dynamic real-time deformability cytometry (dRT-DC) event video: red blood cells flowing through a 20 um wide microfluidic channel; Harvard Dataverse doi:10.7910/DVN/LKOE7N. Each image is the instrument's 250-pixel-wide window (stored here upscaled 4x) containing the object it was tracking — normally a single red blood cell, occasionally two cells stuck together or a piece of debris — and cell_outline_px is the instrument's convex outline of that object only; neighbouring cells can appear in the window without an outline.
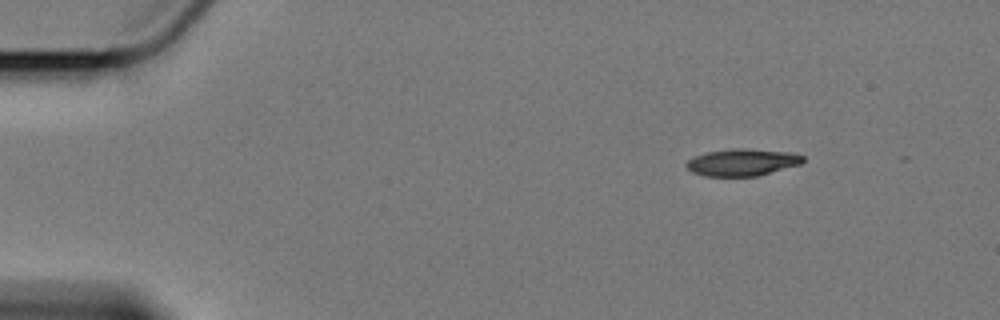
{"species": "Egyptian fruit bat (a non-hibernating species)", "species_latin": "Rousettus aegyptiacus", "temperature_condition": "cold", "stored_images_in_passage": 47, "camera_frame_rate_fps": 3000, "um_per_image_px": 0.085, "animal": {"sex": "female"}, "frame": {"image": 1, "passage_image": 1, "time_ms": 0.0, "image_size_px": [1000, 320], "cell_outline_px": [[804, 160], [800, 164], [756, 176], [704, 176], [692, 172], [684, 164], [692, 156], [708, 152], [736, 148], [744, 148], [788, 152], [804, 156]], "centroid_in_image_um": [63.04, 13.79], "position_along_channel_um": 22.0, "area_um2": 18.21}}
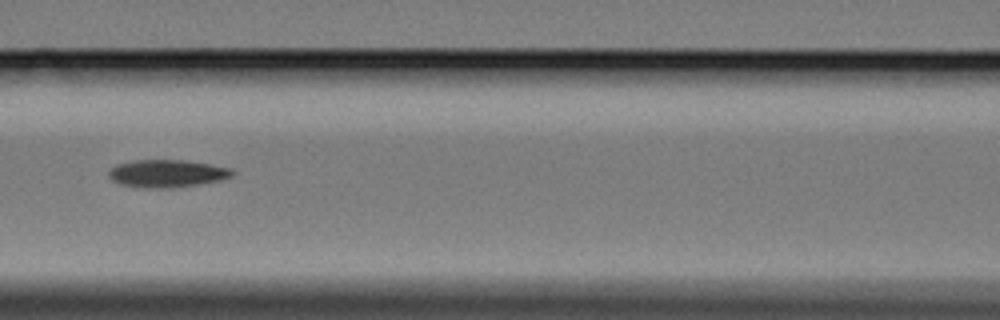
{"frame": {"image": 2, "passage_image": 20, "time_ms": 6.333, "image_size_px": [1000, 320], "cell_outline_px": [[236, 172], [232, 176], [220, 180], [200, 184], [172, 188], [144, 188], [120, 184], [112, 180], [108, 176], [108, 172], [116, 164], [136, 160], [184, 160], [232, 168]], "centroid_in_image_um": [14.2, 14.75], "position_along_channel_um": 152.4, "area_um2": 19.94}}
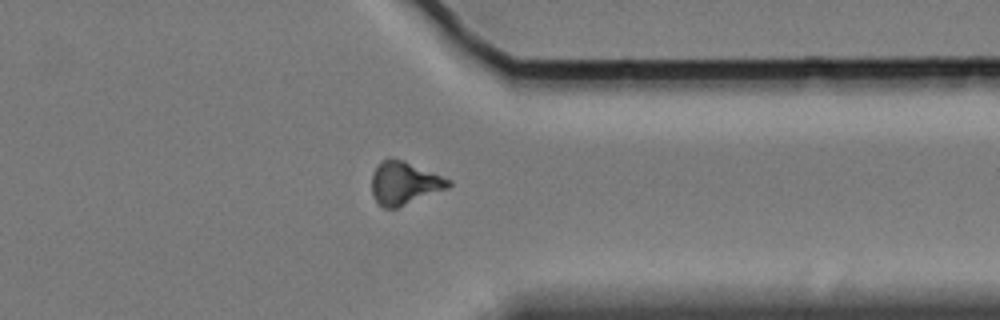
{"frame": {"image": 3, "passage_image": 40, "time_ms": 13.0, "image_size_px": [1000, 320], "cell_outline_px": [[452, 184], [448, 188], [396, 208], [384, 208], [372, 196], [372, 172], [376, 164], [380, 160], [388, 156], [404, 160], [452, 180]], "centroid_in_image_um": [34.34, 15.52], "position_along_channel_um": 377.1, "area_um2": 19.42}, "authors_computed_cell_mechanics": {"area_um2": 19.1318, "velocity_mm_per_s": 3.4123, "shape_relaxation_time_tau1_ms": 5.1007, "shape_relaxation_time_tau2_ms": null, "deformation_change_tau1": 0.127, "deformation_change_tau2": null}}